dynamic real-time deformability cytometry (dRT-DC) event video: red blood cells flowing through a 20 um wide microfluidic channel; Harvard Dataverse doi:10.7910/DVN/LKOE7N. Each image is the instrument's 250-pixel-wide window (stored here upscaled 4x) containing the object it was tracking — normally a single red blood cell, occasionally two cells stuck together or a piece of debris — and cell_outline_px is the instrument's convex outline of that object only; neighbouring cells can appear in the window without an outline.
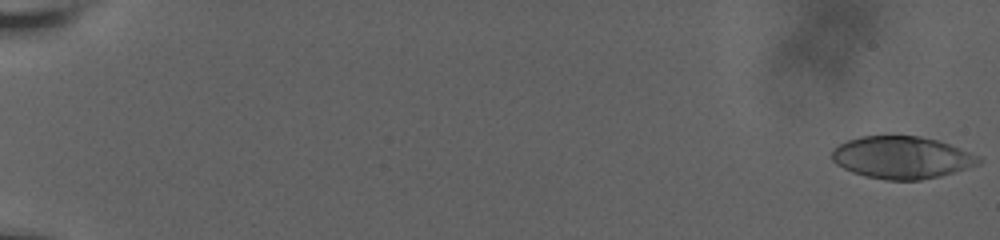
{"species": "human", "species_latin": "Homo sapiens", "temperature_condition": "room temperature", "stored_images_in_passage": 64, "camera_frame_rate_fps": 3000, "um_per_image_px": 0.085, "donor": {"sex": "male"}, "frame": {"image": 1, "passage_image": 1, "time_ms": 0.0, "image_size_px": [1000, 240], "cell_outline_px": [[984, 160], [980, 164], [940, 176], [920, 180], [888, 180], [864, 176], [852, 172], [836, 164], [832, 160], [832, 148], [848, 140], [860, 136], [920, 136], [936, 140], [948, 144], [980, 156]], "centroid_in_image_um": [76.65, 13.39], "position_along_channel_um": 8.4, "area_um2": 36.13}}
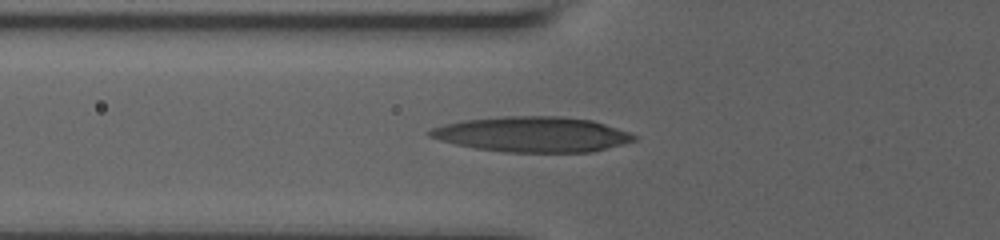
{"frame": {"image": 2, "passage_image": 40, "time_ms": 8.0, "image_size_px": [1000, 240], "cell_outline_px": [[636, 140], [592, 152], [504, 152], [476, 148], [456, 144], [440, 140], [428, 136], [428, 132], [432, 128], [444, 124], [464, 120], [504, 116], [560, 116], [592, 120], [628, 132], [636, 136]], "centroid_in_image_um": [45.24, 11.42], "position_along_channel_um": 80.6, "area_um2": 41.73}}
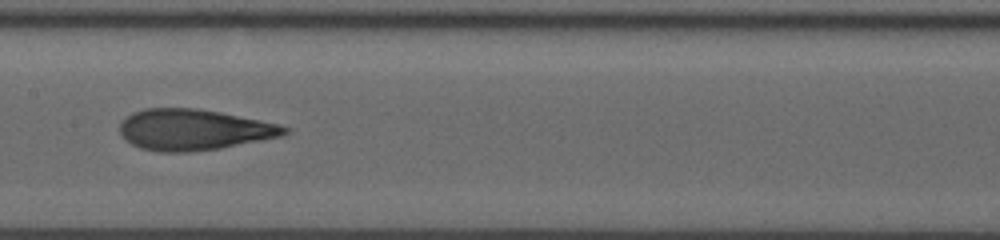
{"frame": {"image": 3, "passage_image": 63, "time_ms": 11.0, "image_size_px": [1000, 240], "cell_outline_px": [[288, 132], [280, 136], [264, 140], [220, 148], [188, 152], [160, 152], [140, 148], [124, 140], [120, 132], [120, 124], [132, 112], [144, 108], [196, 108], [220, 112], [280, 124], [288, 128]], "centroid_in_image_um": [16.45, 11.03], "position_along_channel_um": 190.9, "area_um2": 39.3}}